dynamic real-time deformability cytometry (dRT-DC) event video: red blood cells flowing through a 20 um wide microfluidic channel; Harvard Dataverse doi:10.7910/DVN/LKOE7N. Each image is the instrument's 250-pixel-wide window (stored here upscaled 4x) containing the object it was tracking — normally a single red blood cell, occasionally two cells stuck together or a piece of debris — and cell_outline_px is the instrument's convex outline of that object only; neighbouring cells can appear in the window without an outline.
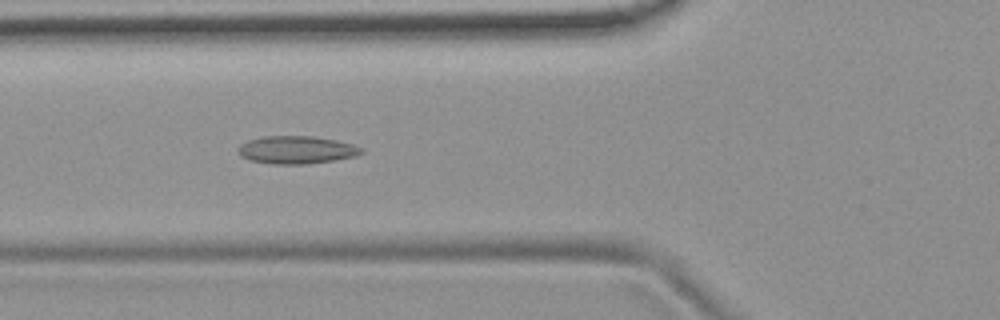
{"species": "common noctule bat (a hibernating species)", "species_latin": "Nyctalus noctula", "temperature_condition": "room temperature", "stored_images_in_passage": 38, "camera_frame_rate_fps": 3000, "um_per_image_px": 0.085, "animal": {"sex": "female", "body_mass_g": 19.9}, "frame": {"image": 1, "passage_image": 19, "time_ms": 6.0, "image_size_px": [1000, 320], "cell_outline_px": [[364, 152], [356, 156], [336, 160], [308, 164], [272, 164], [248, 160], [240, 156], [236, 148], [240, 144], [248, 140], [264, 136], [312, 136], [336, 140], [352, 144], [364, 148]], "centroid_in_image_um": [25.19, 12.74], "position_along_channel_um": 100.6, "area_um2": 20.23}}
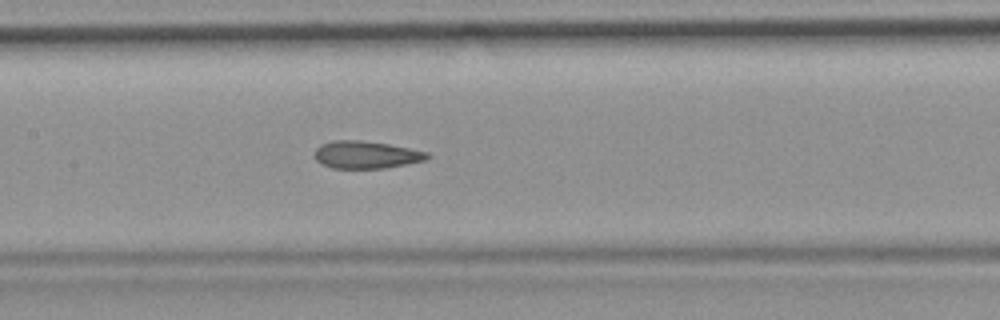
{"frame": {"image": 2, "passage_image": 25, "time_ms": 8.0, "image_size_px": [1000, 320], "cell_outline_px": [[432, 156], [424, 160], [384, 168], [332, 168], [320, 164], [316, 160], [316, 148], [320, 144], [332, 140], [360, 140], [388, 144], [428, 152]], "centroid_in_image_um": [31.09, 13.15], "position_along_channel_um": 176.3, "area_um2": 17.92}}
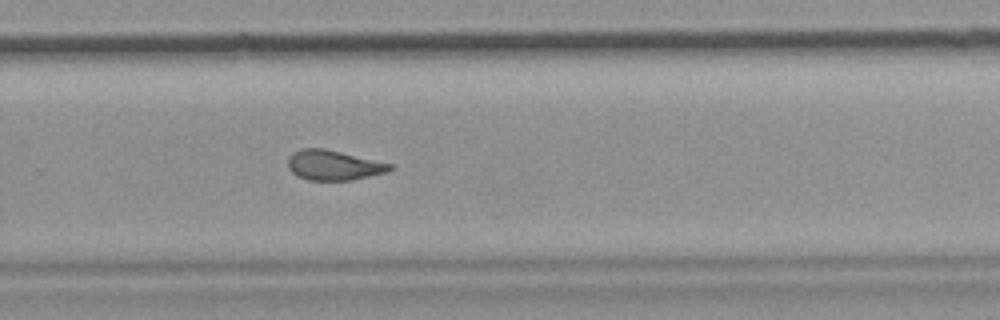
{"frame": {"image": 3, "passage_image": 35, "time_ms": 11.333, "image_size_px": [1000, 320], "cell_outline_px": [[396, 168], [388, 172], [352, 180], [308, 180], [296, 176], [288, 168], [288, 156], [292, 152], [300, 148], [324, 148], [392, 164]], "centroid_in_image_um": [28.34, 14.04], "position_along_channel_um": 301.5, "area_um2": 17.98}}